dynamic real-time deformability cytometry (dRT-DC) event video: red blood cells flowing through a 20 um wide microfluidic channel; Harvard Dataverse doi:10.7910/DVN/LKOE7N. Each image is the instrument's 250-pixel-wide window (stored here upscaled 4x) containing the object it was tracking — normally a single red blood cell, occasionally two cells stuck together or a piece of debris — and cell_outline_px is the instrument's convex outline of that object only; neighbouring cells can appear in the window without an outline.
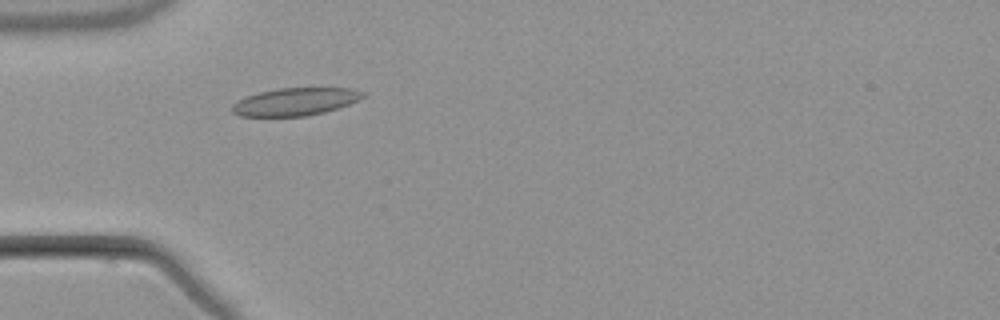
{"species": "common noctule bat (a hibernating species)", "species_latin": "Nyctalus noctula", "temperature_condition": "warm", "stored_images_in_passage": 4, "camera_frame_rate_fps": 3000, "um_per_image_px": 0.085, "animal": {"sex": "male", "body_mass_g": 21.5, "forearm_length_mm": 52.0}, "frame": {"image": 1, "passage_image": 2, "time_ms": 1.333, "image_size_px": [1000, 320], "cell_outline_px": [[368, 96], [348, 104], [324, 112], [304, 116], [240, 116], [232, 112], [232, 104], [236, 100], [244, 96], [276, 88], [348, 88], [368, 92]], "centroid_in_image_um": [25.1, 8.63], "position_along_channel_um": 59.9, "area_um2": 21.21}}
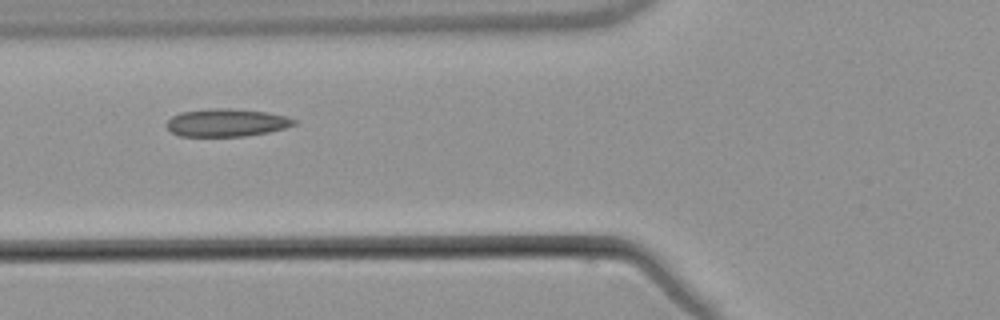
{"frame": {"image": 2, "passage_image": 3, "time_ms": 2.667, "image_size_px": [1000, 320], "cell_outline_px": [[296, 124], [284, 128], [268, 132], [244, 136], [180, 136], [172, 132], [164, 124], [172, 116], [180, 112], [212, 108], [232, 108], [264, 112], [284, 116], [296, 120]], "centroid_in_image_um": [19.21, 10.42], "position_along_channel_um": 106.6, "area_um2": 20.52}}
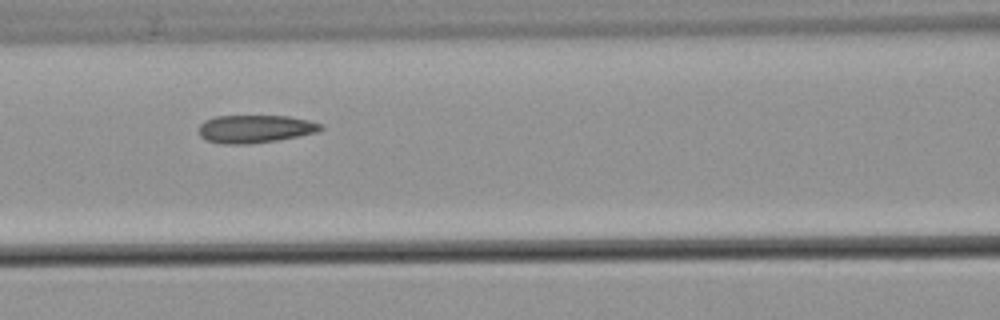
{"frame": {"image": 3, "passage_image": 4, "time_ms": 3.667, "image_size_px": [1000, 320], "cell_outline_px": [[324, 128], [316, 132], [276, 140], [244, 144], [224, 144], [208, 140], [200, 136], [200, 124], [204, 120], [216, 116], [288, 116], [308, 120], [324, 124]], "centroid_in_image_um": [21.69, 10.94], "position_along_channel_um": 144.9, "area_um2": 19.59}}